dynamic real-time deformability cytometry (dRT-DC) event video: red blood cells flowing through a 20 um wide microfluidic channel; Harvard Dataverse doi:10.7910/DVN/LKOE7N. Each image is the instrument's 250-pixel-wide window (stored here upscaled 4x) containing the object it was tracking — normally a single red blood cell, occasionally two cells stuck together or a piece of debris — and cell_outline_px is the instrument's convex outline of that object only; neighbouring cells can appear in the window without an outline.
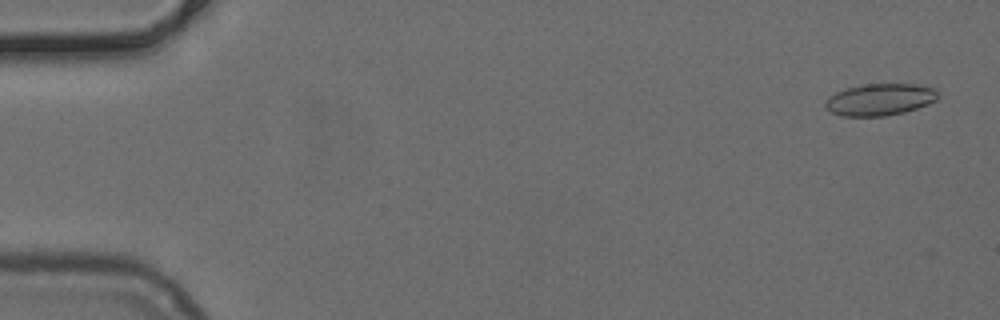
{"species": "common noctule bat (a hibernating species)", "species_latin": "Nyctalus noctula", "temperature_condition": "cold", "stored_images_in_passage": 19, "camera_frame_rate_fps": 3000, "um_per_image_px": 0.085, "animal": {"sex": "female", "body_mass_g": 24.6, "forearm_length_mm": 56.2}, "frame": {"image": 1, "passage_image": 2, "time_ms": 0.333, "image_size_px": [1000, 320], "cell_outline_px": [[940, 96], [936, 100], [916, 108], [904, 112], [884, 116], [844, 116], [832, 112], [824, 104], [828, 96], [844, 88], [860, 84], [912, 84], [936, 88]], "centroid_in_image_um": [74.79, 8.44], "position_along_channel_um": 10.2, "area_um2": 20.92}}
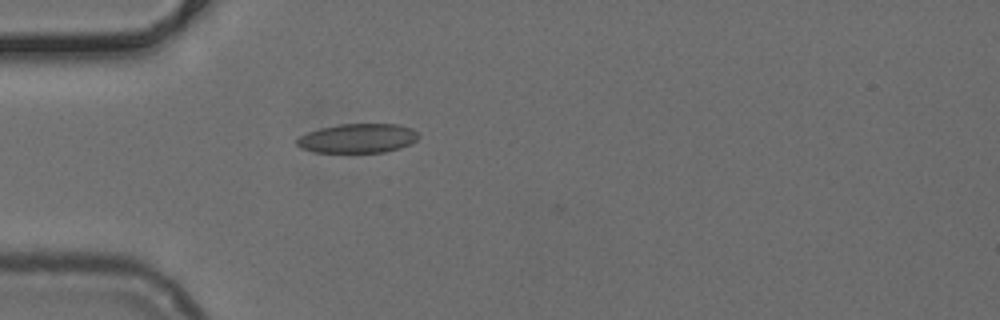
{"frame": {"image": 2, "passage_image": 15, "time_ms": 4.667, "image_size_px": [1000, 320], "cell_outline_px": [[420, 136], [412, 144], [400, 148], [384, 152], [316, 152], [300, 148], [296, 144], [296, 140], [300, 136], [308, 132], [320, 128], [340, 124], [400, 124], [412, 128]], "centroid_in_image_um": [30.43, 11.75], "position_along_channel_um": 54.6, "area_um2": 20.81}}
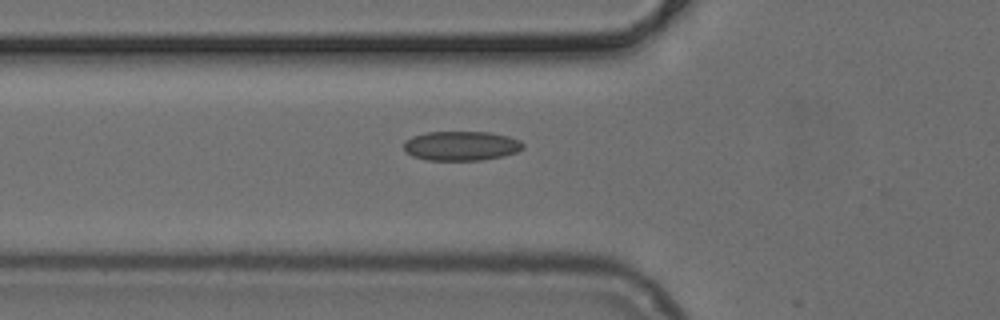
{"frame": {"image": 3, "passage_image": 18, "time_ms": 5.667, "image_size_px": [1000, 320], "cell_outline_px": [[524, 148], [516, 152], [500, 156], [480, 160], [428, 160], [412, 156], [404, 152], [404, 140], [412, 136], [428, 132], [488, 132], [508, 136], [520, 140], [524, 144]], "centroid_in_image_um": [39.17, 12.39], "position_along_channel_um": 86.6, "area_um2": 20.46}}